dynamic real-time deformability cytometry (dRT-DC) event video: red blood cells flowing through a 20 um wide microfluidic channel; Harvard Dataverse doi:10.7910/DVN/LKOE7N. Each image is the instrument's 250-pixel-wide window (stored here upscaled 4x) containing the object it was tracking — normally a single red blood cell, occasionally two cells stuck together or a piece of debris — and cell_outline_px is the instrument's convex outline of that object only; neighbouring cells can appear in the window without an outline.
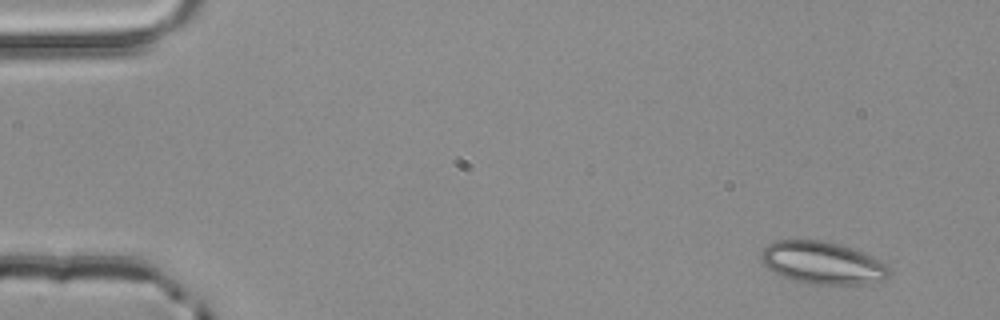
{"species": "common noctule bat (a hibernating species)", "species_latin": "Nyctalus noctula", "temperature_condition": "room temperature", "stored_images_in_passage": 3, "camera_frame_rate_fps": 3000, "um_per_image_px": 0.085, "animal": {"sex": "male", "body_mass_g": 20.4}, "frame": {"image": 1, "passage_image": 1, "time_ms": 0.0, "image_size_px": [1000, 320], "cell_outline_px": [[888, 276], [884, 280], [864, 284], [812, 284], [780, 276], [772, 272], [760, 260], [760, 252], [768, 244], [776, 240], [824, 240], [840, 244], [852, 248], [872, 256], [880, 260], [888, 268]], "centroid_in_image_um": [69.87, 22.33], "position_along_channel_um": 15.1, "area_um2": 31.67}}